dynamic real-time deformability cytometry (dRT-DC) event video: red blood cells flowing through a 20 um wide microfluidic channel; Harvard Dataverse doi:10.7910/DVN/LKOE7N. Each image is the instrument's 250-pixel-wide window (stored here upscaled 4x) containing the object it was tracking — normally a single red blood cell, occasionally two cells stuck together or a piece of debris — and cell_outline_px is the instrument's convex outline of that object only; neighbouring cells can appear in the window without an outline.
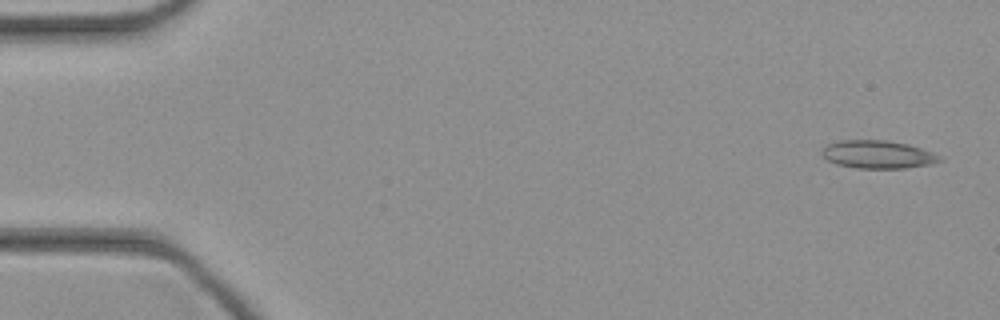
{"species": "common noctule bat (a hibernating species)", "species_latin": "Nyctalus noctula", "temperature_condition": "cold", "stored_images_in_passage": 45, "camera_frame_rate_fps": 3000, "um_per_image_px": 0.085, "animal": {"sex": "female", "body_mass_g": 21.9}, "frame": {"image": 1, "passage_image": 1, "time_ms": 0.0, "image_size_px": [1000, 320], "cell_outline_px": [[944, 160], [932, 164], [904, 168], [856, 168], [836, 164], [828, 160], [820, 152], [828, 144], [840, 140], [884, 140], [908, 144], [932, 152], [940, 156]], "centroid_in_image_um": [74.63, 13.13], "position_along_channel_um": 10.4, "area_um2": 19.13}}
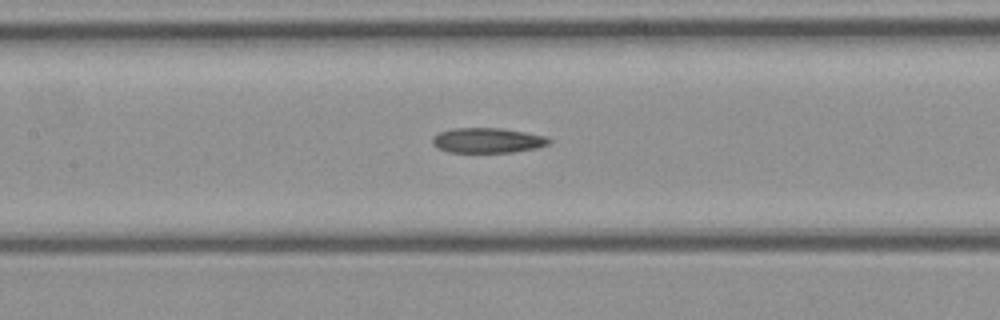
{"frame": {"image": 2, "passage_image": 20, "time_ms": 6.333, "image_size_px": [1000, 320], "cell_outline_px": [[552, 144], [536, 148], [512, 152], [448, 152], [436, 148], [432, 144], [432, 136], [440, 132], [452, 128], [500, 128], [524, 132], [544, 136], [552, 140]], "centroid_in_image_um": [41.42, 11.94], "position_along_channel_um": 166.0, "area_um2": 17.11}}
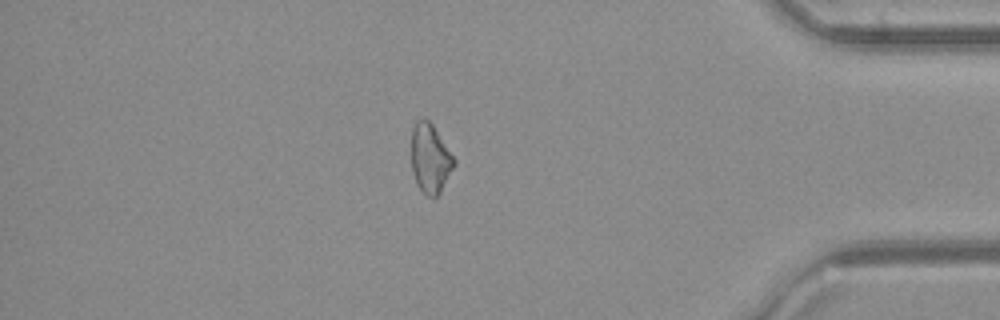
{"frame": {"image": 3, "passage_image": 38, "time_ms": 12.333, "image_size_px": [1000, 320], "cell_outline_px": [[456, 164], [440, 192], [436, 196], [428, 196], [416, 184], [412, 172], [412, 128], [416, 120], [424, 116], [432, 124], [456, 160]], "centroid_in_image_um": [36.56, 13.44], "position_along_channel_um": 398.6, "area_um2": 17.17}}